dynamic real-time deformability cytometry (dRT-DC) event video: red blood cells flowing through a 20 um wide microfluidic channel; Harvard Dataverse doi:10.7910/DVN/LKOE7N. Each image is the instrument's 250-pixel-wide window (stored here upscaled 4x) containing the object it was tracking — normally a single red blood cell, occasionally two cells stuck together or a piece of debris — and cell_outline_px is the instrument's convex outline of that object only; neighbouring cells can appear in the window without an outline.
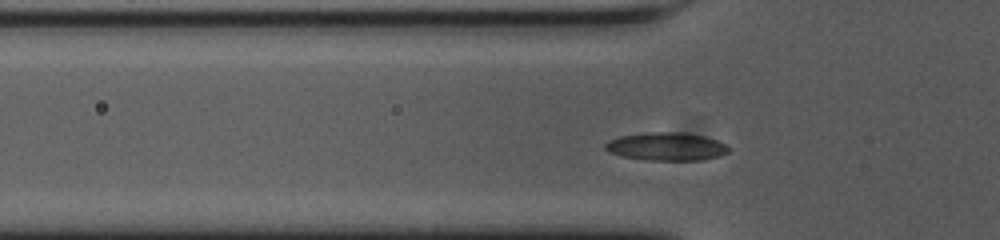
{"species": "common noctule bat (a hibernating species)", "species_latin": "Nyctalus noctula", "temperature_condition": "cold", "stored_images_in_passage": 50, "camera_frame_rate_fps": 3000, "um_per_image_px": 0.085, "animal": {"sex": "female", "body_mass_g": 23.0, "forearm_length_mm": 53.4}, "frame": {"image": 1, "passage_image": 11, "time_ms": 3.333, "image_size_px": [1000, 240], "cell_outline_px": [[728, 152], [720, 156], [700, 160], [648, 160], [620, 156], [604, 148], [604, 144], [608, 140], [620, 136], [648, 132], [680, 132], [704, 136], [716, 140], [724, 144], [728, 148]], "centroid_in_image_um": [56.62, 12.45], "position_along_channel_um": 69.2, "area_um2": 20.06}}
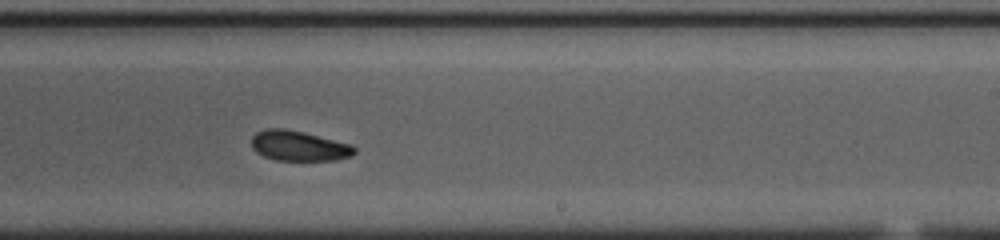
{"frame": {"image": 2, "passage_image": 27, "time_ms": 8.667, "image_size_px": [1000, 240], "cell_outline_px": [[356, 152], [352, 156], [336, 160], [276, 160], [264, 156], [256, 152], [252, 148], [252, 136], [256, 132], [268, 128], [284, 128], [304, 132], [352, 144], [356, 148]], "centroid_in_image_um": [25.42, 12.39], "position_along_channel_um": 263.6, "area_um2": 18.21}}
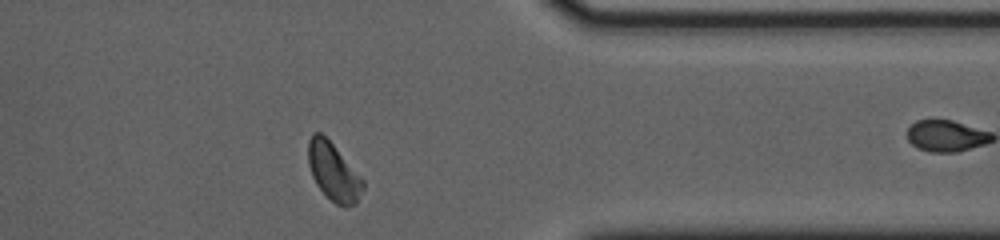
{"frame": {"image": 3, "passage_image": 38, "time_ms": 12.333, "image_size_px": [1000, 240], "cell_outline_px": [[364, 188], [356, 204], [344, 208], [336, 204], [316, 184], [312, 176], [308, 164], [308, 140], [312, 132], [320, 132], [332, 144], [364, 180]], "centroid_in_image_um": [28.34, 14.62], "position_along_channel_um": 383.1, "area_um2": 18.26}, "authors_computed_cell_mechanics": {"area_um2": 18.3804, "velocity_mm_per_s": 3.64, "shape_relaxation_time_tau1_ms": 7.9858, "shape_relaxation_time_tau2_ms": 5.7697, "deformation_change_tau1": 0.1327, "deformation_change_tau2": 0.1032}}